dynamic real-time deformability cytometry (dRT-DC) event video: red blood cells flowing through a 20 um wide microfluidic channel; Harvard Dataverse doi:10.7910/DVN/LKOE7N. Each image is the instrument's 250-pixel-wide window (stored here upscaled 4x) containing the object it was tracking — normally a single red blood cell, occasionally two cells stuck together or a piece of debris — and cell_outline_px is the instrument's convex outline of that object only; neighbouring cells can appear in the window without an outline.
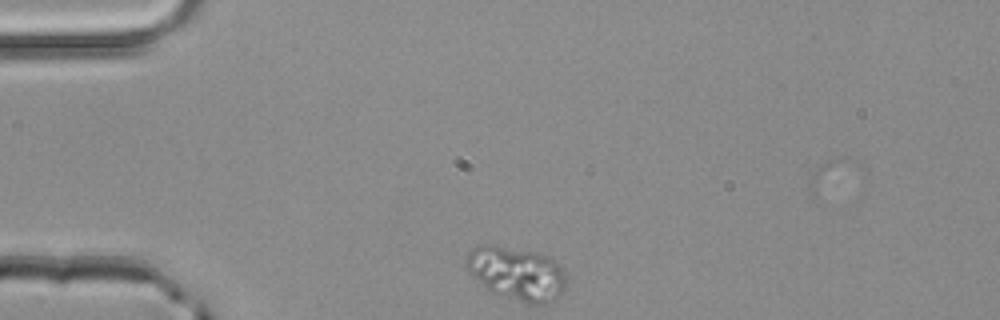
{"species": "common noctule bat (a hibernating species)", "species_latin": "Nyctalus noctula", "temperature_condition": "room temperature", "stored_images_in_passage": 2, "camera_frame_rate_fps": 3000, "um_per_image_px": 0.085, "animal": {"sex": "male", "body_mass_g": 20.4}, "frame": {"image": 1, "passage_image": 1, "time_ms": 0.0, "image_size_px": [1000, 320], "cell_outline_px": [[568, 280], [564, 288], [560, 292], [544, 304], [528, 304], [492, 292], [468, 272], [464, 264], [464, 260], [468, 252], [472, 248], [480, 244], [492, 244], [536, 252], [548, 256], [556, 260], [564, 268], [568, 276]], "centroid_in_image_um": [43.91, 23.2], "position_along_channel_um": 41.1, "area_um2": 31.44}}
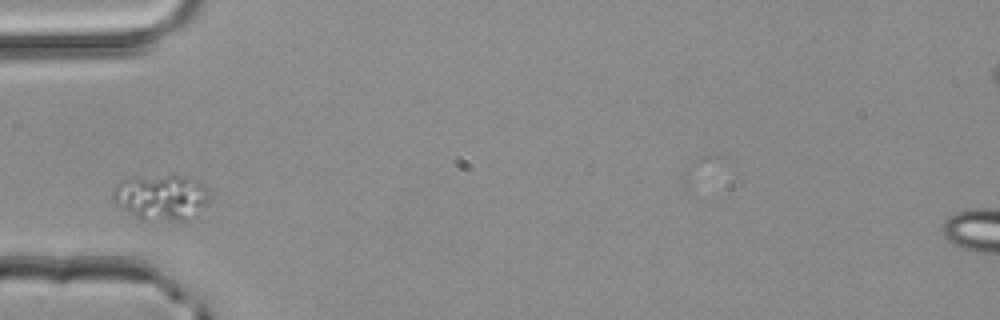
{"frame": {"image": 2, "passage_image": 2, "time_ms": 0.333, "image_size_px": [1000, 320], "cell_outline_px": [[212, 196], [208, 204], [196, 216], [184, 220], [140, 220], [116, 204], [112, 200], [112, 188], [120, 180], [132, 176], [184, 176], [204, 184], [212, 192]], "centroid_in_image_um": [13.72, 16.76], "position_along_channel_um": 71.3, "area_um2": 26.36}}